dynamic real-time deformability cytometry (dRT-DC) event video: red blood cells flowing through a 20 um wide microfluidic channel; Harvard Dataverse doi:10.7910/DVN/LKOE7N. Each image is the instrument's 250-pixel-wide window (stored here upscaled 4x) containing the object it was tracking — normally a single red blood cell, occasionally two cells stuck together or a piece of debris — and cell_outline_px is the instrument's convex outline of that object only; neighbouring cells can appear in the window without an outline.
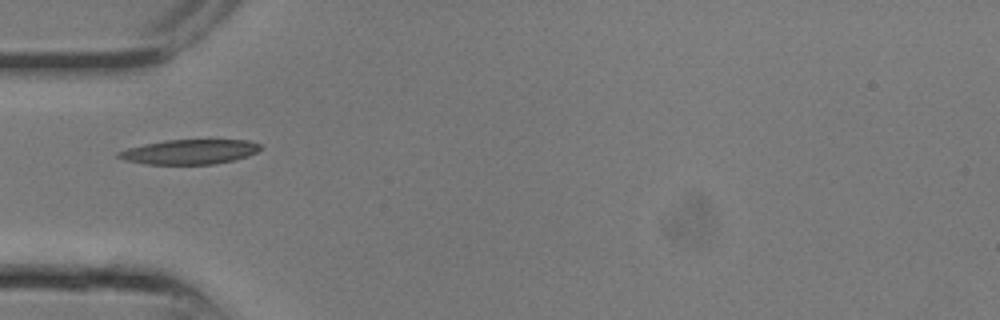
{"species": "common noctule bat (a hibernating species)", "species_latin": "Nyctalus noctula", "temperature_condition": "room temperature", "stored_images_in_passage": 2, "camera_frame_rate_fps": 3000, "um_per_image_px": 0.085, "animal": {"sex": "male", "body_mass_g": 13.3}, "frame": {"image": 1, "passage_image": 1, "time_ms": 0.0, "image_size_px": [1000, 320], "cell_outline_px": [[264, 148], [248, 156], [232, 160], [212, 164], [144, 164], [124, 160], [116, 156], [116, 152], [128, 148], [144, 144], [164, 140], [248, 140], [260, 144]], "centroid_in_image_um": [16.1, 12.9], "position_along_channel_um": 68.9, "area_um2": 20.46}}